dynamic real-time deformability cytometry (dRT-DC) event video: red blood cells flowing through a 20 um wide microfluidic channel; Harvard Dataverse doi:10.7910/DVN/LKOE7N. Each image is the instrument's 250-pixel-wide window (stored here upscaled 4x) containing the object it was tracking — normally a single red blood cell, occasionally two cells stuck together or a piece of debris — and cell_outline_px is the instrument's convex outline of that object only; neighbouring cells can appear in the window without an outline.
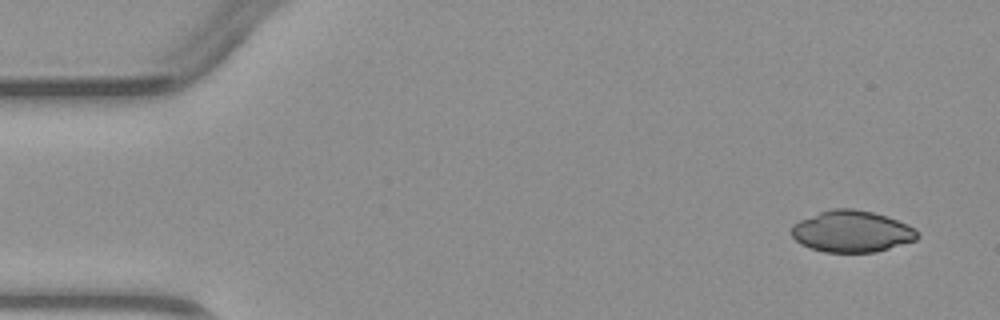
{"species": "common noctule bat (a hibernating species)", "species_latin": "Nyctalus noctula", "temperature_condition": "warm", "stored_images_in_passage": 4, "camera_frame_rate_fps": 3000, "um_per_image_px": 0.085, "animal": {"sex": "male", "body_mass_g": 23.1, "forearm_length_mm": 52.7}, "frame": {"image": 1, "passage_image": 1, "time_ms": 0.0, "image_size_px": [1000, 320], "cell_outline_px": [[920, 236], [916, 240], [876, 252], [824, 252], [808, 248], [800, 244], [788, 232], [792, 224], [800, 220], [820, 212], [832, 208], [852, 208], [872, 212], [888, 216], [908, 224]], "centroid_in_image_um": [72.36, 19.67], "position_along_channel_um": 12.6, "area_um2": 30.69}}